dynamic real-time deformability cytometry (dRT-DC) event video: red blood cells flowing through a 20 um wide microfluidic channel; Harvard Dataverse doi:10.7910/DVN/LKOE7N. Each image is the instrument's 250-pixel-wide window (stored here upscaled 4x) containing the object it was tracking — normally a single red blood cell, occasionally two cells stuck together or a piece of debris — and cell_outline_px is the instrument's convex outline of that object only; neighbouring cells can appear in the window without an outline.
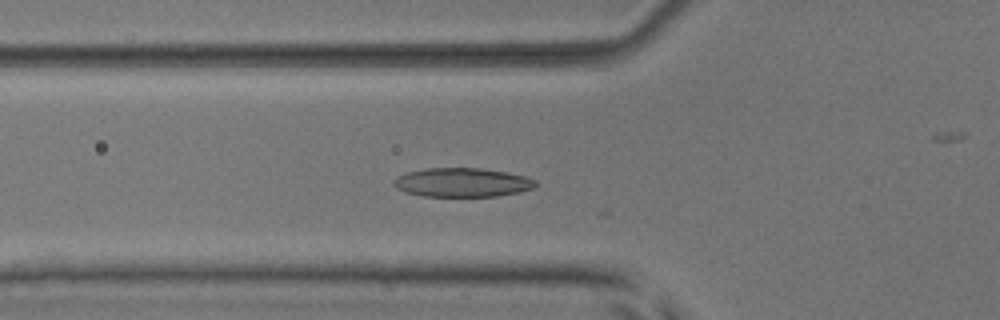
{"species": "common noctule bat (a hibernating species)", "species_latin": "Nyctalus noctula", "temperature_condition": "room temperature", "stored_images_in_passage": 23, "camera_frame_rate_fps": 3000, "um_per_image_px": 0.085, "animal": {"sex": "male", "body_mass_g": 17.9, "forearm_length_mm": 54.2}, "frame": {"image": 1, "passage_image": 19, "time_ms": 6.0, "image_size_px": [1000, 320], "cell_outline_px": [[536, 184], [532, 188], [520, 192], [500, 196], [424, 196], [404, 192], [396, 188], [392, 184], [392, 180], [396, 176], [408, 172], [424, 168], [480, 168], [508, 172], [524, 176], [536, 180]], "centroid_in_image_um": [39.25, 15.5], "position_along_channel_um": 86.5, "area_um2": 24.1}}
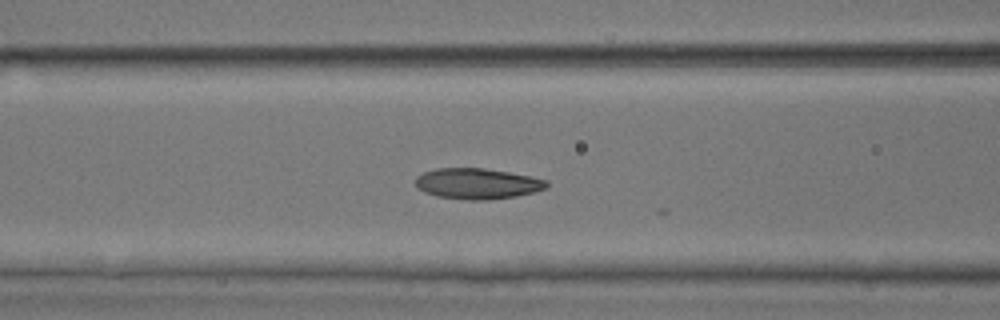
{"frame": {"image": 2, "passage_image": 22, "time_ms": 7.0, "image_size_px": [1000, 320], "cell_outline_px": [[548, 188], [536, 192], [516, 196], [488, 200], [468, 200], [436, 196], [424, 192], [416, 188], [416, 176], [424, 172], [436, 168], [484, 168], [532, 176], [548, 180]], "centroid_in_image_um": [40.59, 15.61], "position_along_channel_um": 126.0, "area_um2": 23.76}}